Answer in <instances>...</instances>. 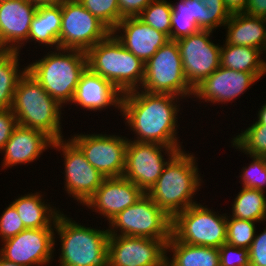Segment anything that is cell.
<instances>
[{
	"mask_svg": "<svg viewBox=\"0 0 266 266\" xmlns=\"http://www.w3.org/2000/svg\"><path fill=\"white\" fill-rule=\"evenodd\" d=\"M122 93L108 80L92 72L88 67L82 73L71 102L86 111L108 109L111 106L120 111Z\"/></svg>",
	"mask_w": 266,
	"mask_h": 266,
	"instance_id": "7402d4cb",
	"label": "cell"
},
{
	"mask_svg": "<svg viewBox=\"0 0 266 266\" xmlns=\"http://www.w3.org/2000/svg\"><path fill=\"white\" fill-rule=\"evenodd\" d=\"M53 148L64 156L65 193L77 200V205L80 203L84 207L105 177L86 160L81 149L70 138L54 141Z\"/></svg>",
	"mask_w": 266,
	"mask_h": 266,
	"instance_id": "8fae6325",
	"label": "cell"
},
{
	"mask_svg": "<svg viewBox=\"0 0 266 266\" xmlns=\"http://www.w3.org/2000/svg\"><path fill=\"white\" fill-rule=\"evenodd\" d=\"M168 241L136 236H109L107 266H166Z\"/></svg>",
	"mask_w": 266,
	"mask_h": 266,
	"instance_id": "2e32d148",
	"label": "cell"
},
{
	"mask_svg": "<svg viewBox=\"0 0 266 266\" xmlns=\"http://www.w3.org/2000/svg\"><path fill=\"white\" fill-rule=\"evenodd\" d=\"M266 192L242 187L233 199L231 213L233 218L264 223L266 221ZM264 221V222H263Z\"/></svg>",
	"mask_w": 266,
	"mask_h": 266,
	"instance_id": "f546056e",
	"label": "cell"
},
{
	"mask_svg": "<svg viewBox=\"0 0 266 266\" xmlns=\"http://www.w3.org/2000/svg\"><path fill=\"white\" fill-rule=\"evenodd\" d=\"M55 228L25 229L9 238L0 249V256L22 266H48L54 260Z\"/></svg>",
	"mask_w": 266,
	"mask_h": 266,
	"instance_id": "9a60e30c",
	"label": "cell"
},
{
	"mask_svg": "<svg viewBox=\"0 0 266 266\" xmlns=\"http://www.w3.org/2000/svg\"><path fill=\"white\" fill-rule=\"evenodd\" d=\"M252 161L249 166H243L238 177L241 186L266 192V162L263 156L249 155Z\"/></svg>",
	"mask_w": 266,
	"mask_h": 266,
	"instance_id": "e575fe53",
	"label": "cell"
},
{
	"mask_svg": "<svg viewBox=\"0 0 266 266\" xmlns=\"http://www.w3.org/2000/svg\"><path fill=\"white\" fill-rule=\"evenodd\" d=\"M218 249L220 266H250L248 249L238 248L227 243Z\"/></svg>",
	"mask_w": 266,
	"mask_h": 266,
	"instance_id": "8d00e7d4",
	"label": "cell"
},
{
	"mask_svg": "<svg viewBox=\"0 0 266 266\" xmlns=\"http://www.w3.org/2000/svg\"><path fill=\"white\" fill-rule=\"evenodd\" d=\"M20 56L18 51L0 52V110L11 109L18 81L27 71V66L19 67Z\"/></svg>",
	"mask_w": 266,
	"mask_h": 266,
	"instance_id": "f1b7e54d",
	"label": "cell"
},
{
	"mask_svg": "<svg viewBox=\"0 0 266 266\" xmlns=\"http://www.w3.org/2000/svg\"><path fill=\"white\" fill-rule=\"evenodd\" d=\"M149 93H167L183 99L193 96V88L184 75L179 47L167 41L145 63V76L140 88Z\"/></svg>",
	"mask_w": 266,
	"mask_h": 266,
	"instance_id": "9c48e42d",
	"label": "cell"
},
{
	"mask_svg": "<svg viewBox=\"0 0 266 266\" xmlns=\"http://www.w3.org/2000/svg\"><path fill=\"white\" fill-rule=\"evenodd\" d=\"M56 237L61 242L59 266H107V228L84 226L62 211L55 220L54 239L57 240Z\"/></svg>",
	"mask_w": 266,
	"mask_h": 266,
	"instance_id": "277c9868",
	"label": "cell"
},
{
	"mask_svg": "<svg viewBox=\"0 0 266 266\" xmlns=\"http://www.w3.org/2000/svg\"><path fill=\"white\" fill-rule=\"evenodd\" d=\"M226 29L224 43L258 48L266 53V18L245 13L231 14L223 26Z\"/></svg>",
	"mask_w": 266,
	"mask_h": 266,
	"instance_id": "cb8c5ba5",
	"label": "cell"
},
{
	"mask_svg": "<svg viewBox=\"0 0 266 266\" xmlns=\"http://www.w3.org/2000/svg\"><path fill=\"white\" fill-rule=\"evenodd\" d=\"M258 48L224 44L220 50V66L235 71L253 73L258 79L265 74L266 61Z\"/></svg>",
	"mask_w": 266,
	"mask_h": 266,
	"instance_id": "83f0119b",
	"label": "cell"
},
{
	"mask_svg": "<svg viewBox=\"0 0 266 266\" xmlns=\"http://www.w3.org/2000/svg\"><path fill=\"white\" fill-rule=\"evenodd\" d=\"M251 220L233 218L227 215L226 243L238 248L249 249L255 238L257 224Z\"/></svg>",
	"mask_w": 266,
	"mask_h": 266,
	"instance_id": "d6a6232c",
	"label": "cell"
},
{
	"mask_svg": "<svg viewBox=\"0 0 266 266\" xmlns=\"http://www.w3.org/2000/svg\"><path fill=\"white\" fill-rule=\"evenodd\" d=\"M61 18V4L38 6L31 21L27 43L38 42L39 46L43 45L42 48L50 47L48 50L58 48Z\"/></svg>",
	"mask_w": 266,
	"mask_h": 266,
	"instance_id": "484cf974",
	"label": "cell"
},
{
	"mask_svg": "<svg viewBox=\"0 0 266 266\" xmlns=\"http://www.w3.org/2000/svg\"><path fill=\"white\" fill-rule=\"evenodd\" d=\"M51 50L29 63L27 71L64 107L71 104L80 77L87 68L86 52L66 48Z\"/></svg>",
	"mask_w": 266,
	"mask_h": 266,
	"instance_id": "3957f363",
	"label": "cell"
},
{
	"mask_svg": "<svg viewBox=\"0 0 266 266\" xmlns=\"http://www.w3.org/2000/svg\"><path fill=\"white\" fill-rule=\"evenodd\" d=\"M261 109L258 108V114L256 121L266 128V101L261 105Z\"/></svg>",
	"mask_w": 266,
	"mask_h": 266,
	"instance_id": "ee69618b",
	"label": "cell"
},
{
	"mask_svg": "<svg viewBox=\"0 0 266 266\" xmlns=\"http://www.w3.org/2000/svg\"><path fill=\"white\" fill-rule=\"evenodd\" d=\"M54 140L44 132L17 124L3 150L2 169L13 166L26 165L40 158L50 148Z\"/></svg>",
	"mask_w": 266,
	"mask_h": 266,
	"instance_id": "ffe728a7",
	"label": "cell"
},
{
	"mask_svg": "<svg viewBox=\"0 0 266 266\" xmlns=\"http://www.w3.org/2000/svg\"><path fill=\"white\" fill-rule=\"evenodd\" d=\"M154 0H118L120 15L137 17Z\"/></svg>",
	"mask_w": 266,
	"mask_h": 266,
	"instance_id": "60d3db41",
	"label": "cell"
},
{
	"mask_svg": "<svg viewBox=\"0 0 266 266\" xmlns=\"http://www.w3.org/2000/svg\"><path fill=\"white\" fill-rule=\"evenodd\" d=\"M41 191L25 193L10 202L17 210L26 229L55 228V220L61 212L52 206V202H45Z\"/></svg>",
	"mask_w": 266,
	"mask_h": 266,
	"instance_id": "d4e9b609",
	"label": "cell"
},
{
	"mask_svg": "<svg viewBox=\"0 0 266 266\" xmlns=\"http://www.w3.org/2000/svg\"><path fill=\"white\" fill-rule=\"evenodd\" d=\"M194 155L185 149L178 151L165 165L157 182L147 193L171 218L198 203L194 197L204 181L199 174L198 160Z\"/></svg>",
	"mask_w": 266,
	"mask_h": 266,
	"instance_id": "7a4b0ae2",
	"label": "cell"
},
{
	"mask_svg": "<svg viewBox=\"0 0 266 266\" xmlns=\"http://www.w3.org/2000/svg\"><path fill=\"white\" fill-rule=\"evenodd\" d=\"M91 14L101 21L111 32L123 19L118 0H78Z\"/></svg>",
	"mask_w": 266,
	"mask_h": 266,
	"instance_id": "836d02e7",
	"label": "cell"
},
{
	"mask_svg": "<svg viewBox=\"0 0 266 266\" xmlns=\"http://www.w3.org/2000/svg\"><path fill=\"white\" fill-rule=\"evenodd\" d=\"M123 46L146 63L169 37L139 17H124L112 31Z\"/></svg>",
	"mask_w": 266,
	"mask_h": 266,
	"instance_id": "44dd1931",
	"label": "cell"
},
{
	"mask_svg": "<svg viewBox=\"0 0 266 266\" xmlns=\"http://www.w3.org/2000/svg\"><path fill=\"white\" fill-rule=\"evenodd\" d=\"M244 13L253 17L266 18V0H248Z\"/></svg>",
	"mask_w": 266,
	"mask_h": 266,
	"instance_id": "b9f144b4",
	"label": "cell"
},
{
	"mask_svg": "<svg viewBox=\"0 0 266 266\" xmlns=\"http://www.w3.org/2000/svg\"><path fill=\"white\" fill-rule=\"evenodd\" d=\"M25 229L17 210L10 203L0 216V242L16 236Z\"/></svg>",
	"mask_w": 266,
	"mask_h": 266,
	"instance_id": "d590c367",
	"label": "cell"
},
{
	"mask_svg": "<svg viewBox=\"0 0 266 266\" xmlns=\"http://www.w3.org/2000/svg\"><path fill=\"white\" fill-rule=\"evenodd\" d=\"M182 149L159 143L128 140L123 177L135 183L147 194L157 182L168 161ZM164 155L167 158H164Z\"/></svg>",
	"mask_w": 266,
	"mask_h": 266,
	"instance_id": "7c38bea8",
	"label": "cell"
},
{
	"mask_svg": "<svg viewBox=\"0 0 266 266\" xmlns=\"http://www.w3.org/2000/svg\"><path fill=\"white\" fill-rule=\"evenodd\" d=\"M230 14L244 13L248 0H223Z\"/></svg>",
	"mask_w": 266,
	"mask_h": 266,
	"instance_id": "7bdbcfd3",
	"label": "cell"
},
{
	"mask_svg": "<svg viewBox=\"0 0 266 266\" xmlns=\"http://www.w3.org/2000/svg\"><path fill=\"white\" fill-rule=\"evenodd\" d=\"M213 32L199 30L176 40L184 75L193 89L220 67L221 46L211 40Z\"/></svg>",
	"mask_w": 266,
	"mask_h": 266,
	"instance_id": "5bb4252c",
	"label": "cell"
},
{
	"mask_svg": "<svg viewBox=\"0 0 266 266\" xmlns=\"http://www.w3.org/2000/svg\"><path fill=\"white\" fill-rule=\"evenodd\" d=\"M145 193L124 177L105 178L84 206L99 213L107 223L121 211L136 203Z\"/></svg>",
	"mask_w": 266,
	"mask_h": 266,
	"instance_id": "ac0fdd59",
	"label": "cell"
},
{
	"mask_svg": "<svg viewBox=\"0 0 266 266\" xmlns=\"http://www.w3.org/2000/svg\"><path fill=\"white\" fill-rule=\"evenodd\" d=\"M16 125V117L11 109L0 110V152L11 137Z\"/></svg>",
	"mask_w": 266,
	"mask_h": 266,
	"instance_id": "ab89813d",
	"label": "cell"
},
{
	"mask_svg": "<svg viewBox=\"0 0 266 266\" xmlns=\"http://www.w3.org/2000/svg\"><path fill=\"white\" fill-rule=\"evenodd\" d=\"M258 80L253 73L235 71L220 66L194 88L192 98H196L198 102L204 103L205 101L212 105L233 103Z\"/></svg>",
	"mask_w": 266,
	"mask_h": 266,
	"instance_id": "e0dca14e",
	"label": "cell"
},
{
	"mask_svg": "<svg viewBox=\"0 0 266 266\" xmlns=\"http://www.w3.org/2000/svg\"><path fill=\"white\" fill-rule=\"evenodd\" d=\"M28 1L38 7V6L58 5L65 0H28Z\"/></svg>",
	"mask_w": 266,
	"mask_h": 266,
	"instance_id": "f6af8a7d",
	"label": "cell"
},
{
	"mask_svg": "<svg viewBox=\"0 0 266 266\" xmlns=\"http://www.w3.org/2000/svg\"><path fill=\"white\" fill-rule=\"evenodd\" d=\"M227 214L198 202L172 218V235L189 245L219 248L226 243Z\"/></svg>",
	"mask_w": 266,
	"mask_h": 266,
	"instance_id": "52a82bcc",
	"label": "cell"
},
{
	"mask_svg": "<svg viewBox=\"0 0 266 266\" xmlns=\"http://www.w3.org/2000/svg\"><path fill=\"white\" fill-rule=\"evenodd\" d=\"M167 255L166 266H220L218 248L189 245L173 235L167 242Z\"/></svg>",
	"mask_w": 266,
	"mask_h": 266,
	"instance_id": "4316f807",
	"label": "cell"
},
{
	"mask_svg": "<svg viewBox=\"0 0 266 266\" xmlns=\"http://www.w3.org/2000/svg\"><path fill=\"white\" fill-rule=\"evenodd\" d=\"M108 224L109 236L169 240L172 235V218L146 193L132 206L112 218Z\"/></svg>",
	"mask_w": 266,
	"mask_h": 266,
	"instance_id": "ba28073f",
	"label": "cell"
},
{
	"mask_svg": "<svg viewBox=\"0 0 266 266\" xmlns=\"http://www.w3.org/2000/svg\"><path fill=\"white\" fill-rule=\"evenodd\" d=\"M0 266H22V265L7 261L0 256Z\"/></svg>",
	"mask_w": 266,
	"mask_h": 266,
	"instance_id": "bcb514c9",
	"label": "cell"
},
{
	"mask_svg": "<svg viewBox=\"0 0 266 266\" xmlns=\"http://www.w3.org/2000/svg\"><path fill=\"white\" fill-rule=\"evenodd\" d=\"M61 109L63 107L28 71L21 76L11 107L17 124L40 130L54 141L62 139L64 135L61 121L64 110Z\"/></svg>",
	"mask_w": 266,
	"mask_h": 266,
	"instance_id": "5b68a950",
	"label": "cell"
},
{
	"mask_svg": "<svg viewBox=\"0 0 266 266\" xmlns=\"http://www.w3.org/2000/svg\"><path fill=\"white\" fill-rule=\"evenodd\" d=\"M86 160L105 178L123 177L129 138L115 134L80 133L69 137Z\"/></svg>",
	"mask_w": 266,
	"mask_h": 266,
	"instance_id": "4fadbf2b",
	"label": "cell"
},
{
	"mask_svg": "<svg viewBox=\"0 0 266 266\" xmlns=\"http://www.w3.org/2000/svg\"><path fill=\"white\" fill-rule=\"evenodd\" d=\"M37 6L28 0H8L0 3V48L21 52L27 44L31 21Z\"/></svg>",
	"mask_w": 266,
	"mask_h": 266,
	"instance_id": "d6986e66",
	"label": "cell"
},
{
	"mask_svg": "<svg viewBox=\"0 0 266 266\" xmlns=\"http://www.w3.org/2000/svg\"><path fill=\"white\" fill-rule=\"evenodd\" d=\"M231 147L245 155L264 156L266 154V128L257 121L233 136Z\"/></svg>",
	"mask_w": 266,
	"mask_h": 266,
	"instance_id": "4dcf8cb0",
	"label": "cell"
},
{
	"mask_svg": "<svg viewBox=\"0 0 266 266\" xmlns=\"http://www.w3.org/2000/svg\"><path fill=\"white\" fill-rule=\"evenodd\" d=\"M171 30L169 40L190 36L199 30H211V12L196 0L171 2Z\"/></svg>",
	"mask_w": 266,
	"mask_h": 266,
	"instance_id": "603a6c76",
	"label": "cell"
},
{
	"mask_svg": "<svg viewBox=\"0 0 266 266\" xmlns=\"http://www.w3.org/2000/svg\"><path fill=\"white\" fill-rule=\"evenodd\" d=\"M171 14V2L167 0H154L137 17L145 24L170 37Z\"/></svg>",
	"mask_w": 266,
	"mask_h": 266,
	"instance_id": "1f68e13d",
	"label": "cell"
},
{
	"mask_svg": "<svg viewBox=\"0 0 266 266\" xmlns=\"http://www.w3.org/2000/svg\"><path fill=\"white\" fill-rule=\"evenodd\" d=\"M179 99L183 98L141 89L122 94L120 113L125 125L130 127L135 136L129 140L184 148L177 136L178 114L181 110Z\"/></svg>",
	"mask_w": 266,
	"mask_h": 266,
	"instance_id": "6da1fadb",
	"label": "cell"
},
{
	"mask_svg": "<svg viewBox=\"0 0 266 266\" xmlns=\"http://www.w3.org/2000/svg\"><path fill=\"white\" fill-rule=\"evenodd\" d=\"M87 67L110 81L122 94L137 90L145 76V63L128 51L111 32L86 52Z\"/></svg>",
	"mask_w": 266,
	"mask_h": 266,
	"instance_id": "8992f818",
	"label": "cell"
},
{
	"mask_svg": "<svg viewBox=\"0 0 266 266\" xmlns=\"http://www.w3.org/2000/svg\"><path fill=\"white\" fill-rule=\"evenodd\" d=\"M211 12V31L226 24L231 14L226 9L223 0H196Z\"/></svg>",
	"mask_w": 266,
	"mask_h": 266,
	"instance_id": "74e56055",
	"label": "cell"
},
{
	"mask_svg": "<svg viewBox=\"0 0 266 266\" xmlns=\"http://www.w3.org/2000/svg\"><path fill=\"white\" fill-rule=\"evenodd\" d=\"M61 15L58 48L87 52L111 33L78 0L63 1Z\"/></svg>",
	"mask_w": 266,
	"mask_h": 266,
	"instance_id": "30bf717a",
	"label": "cell"
},
{
	"mask_svg": "<svg viewBox=\"0 0 266 266\" xmlns=\"http://www.w3.org/2000/svg\"><path fill=\"white\" fill-rule=\"evenodd\" d=\"M250 266H266V227L252 241L249 249Z\"/></svg>",
	"mask_w": 266,
	"mask_h": 266,
	"instance_id": "f35d334b",
	"label": "cell"
}]
</instances>
